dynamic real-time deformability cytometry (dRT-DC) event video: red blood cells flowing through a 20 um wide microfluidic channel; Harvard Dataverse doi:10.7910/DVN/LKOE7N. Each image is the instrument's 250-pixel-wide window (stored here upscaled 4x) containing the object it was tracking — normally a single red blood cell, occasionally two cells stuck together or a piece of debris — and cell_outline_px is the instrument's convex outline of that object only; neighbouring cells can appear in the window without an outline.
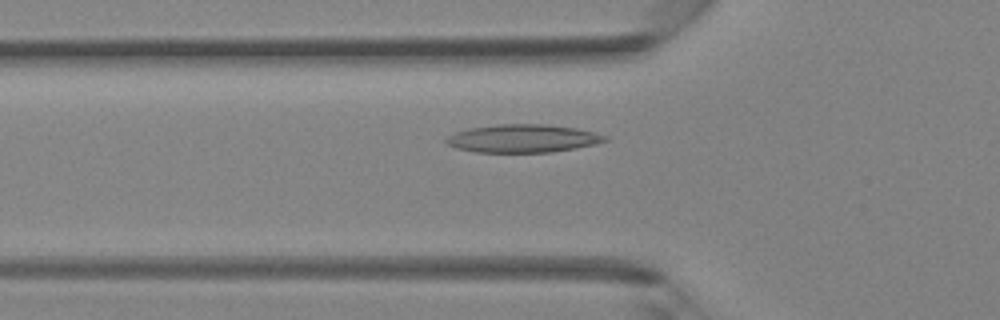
{"species": "Egyptian fruit bat (a non-hibernating species)", "species_latin": "Rousettus aegyptiacus", "temperature_condition": "room temperature", "stored_images_in_passage": 41, "camera_frame_rate_fps": 3000, "um_per_image_px": 0.085, "animal": {"sex": "female"}, "frame": {"image": 1, "passage_image": 15, "time_ms": 4.667, "image_size_px": [1000, 320], "cell_outline_px": [[608, 140], [596, 144], [576, 148], [552, 152], [476, 152], [456, 148], [448, 144], [444, 140], [448, 136], [456, 132], [468, 128], [500, 124], [544, 124], [576, 128], [608, 136]], "centroid_in_image_um": [44.44, 11.77], "position_along_channel_um": 81.4, "area_um2": 25.89}}
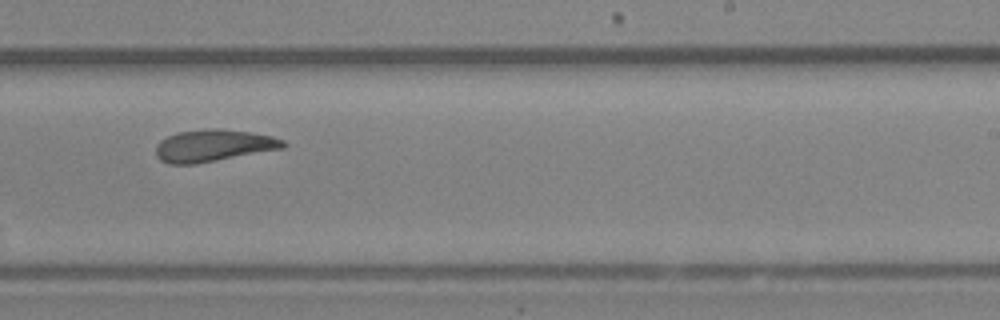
{"frame": {"image": 2, "passage_image": 27, "time_ms": 8.667, "image_size_px": [1000, 320], "cell_outline_px": [[288, 144], [284, 148], [196, 164], [168, 164], [160, 160], [156, 156], [156, 144], [160, 140], [176, 132], [208, 128], [216, 128], [248, 132], [272, 136], [284, 140]], "centroid_in_image_um": [18.12, 12.37], "position_along_channel_um": 270.9, "area_um2": 23.87}}
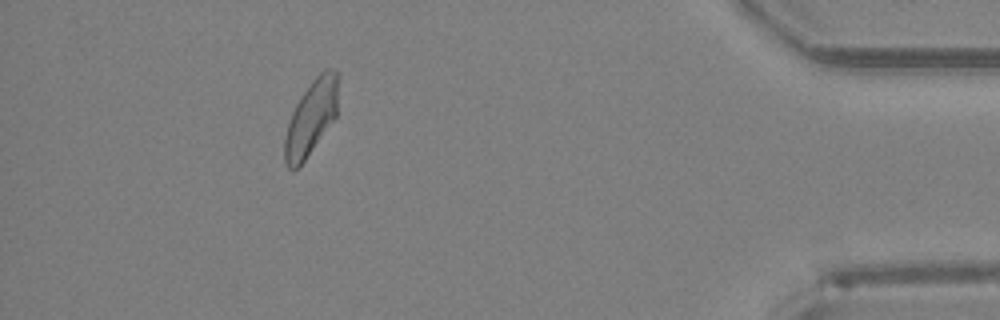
{"frame": {"image": 3, "passage_image": 39, "time_ms": 12.667, "image_size_px": [1000, 320], "cell_outline_px": [[340, 76], [336, 116], [304, 160], [292, 172], [288, 168], [284, 160], [284, 140], [288, 124], [292, 112], [300, 96], [312, 80], [324, 68], [332, 68], [340, 72]], "centroid_in_image_um": [26.47, 9.93], "position_along_channel_um": 408.7, "area_um2": 23.47}}